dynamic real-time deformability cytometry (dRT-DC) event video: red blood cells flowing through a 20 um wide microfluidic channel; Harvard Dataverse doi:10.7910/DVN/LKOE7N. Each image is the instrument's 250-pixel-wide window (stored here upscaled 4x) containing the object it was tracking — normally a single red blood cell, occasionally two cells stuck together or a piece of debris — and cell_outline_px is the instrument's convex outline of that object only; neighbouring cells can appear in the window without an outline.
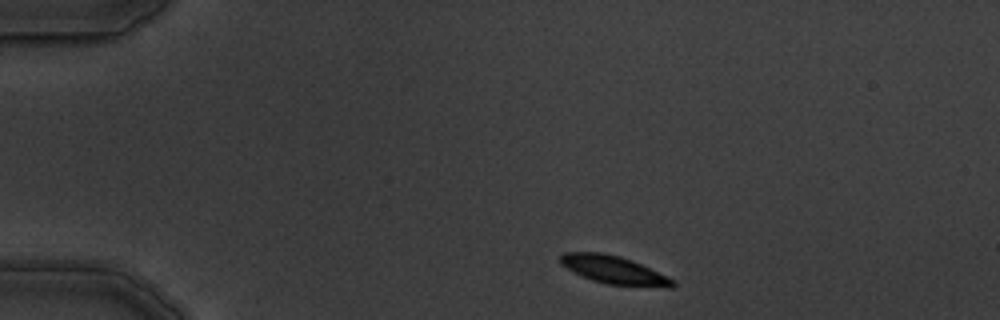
{"species": "common noctule bat (a hibernating species)", "species_latin": "Nyctalus noctula", "temperature_condition": "warm", "stored_images_in_passage": 4, "camera_frame_rate_fps": 3000, "um_per_image_px": 0.085, "animal": {"sex": "male", "body_mass_g": 19.5, "forearm_length_mm": 54.6}, "frame": {"image": 1, "passage_image": 1, "time_ms": 0.0, "image_size_px": [1000, 320], "cell_outline_px": [[676, 284], [672, 288], [668, 288], [604, 284], [592, 280], [572, 272], [560, 264], [560, 256], [564, 252], [604, 252], [620, 256], [632, 260], [676, 280]], "centroid_in_image_um": [52.19, 22.95], "position_along_channel_um": 32.8, "area_um2": 18.67}}